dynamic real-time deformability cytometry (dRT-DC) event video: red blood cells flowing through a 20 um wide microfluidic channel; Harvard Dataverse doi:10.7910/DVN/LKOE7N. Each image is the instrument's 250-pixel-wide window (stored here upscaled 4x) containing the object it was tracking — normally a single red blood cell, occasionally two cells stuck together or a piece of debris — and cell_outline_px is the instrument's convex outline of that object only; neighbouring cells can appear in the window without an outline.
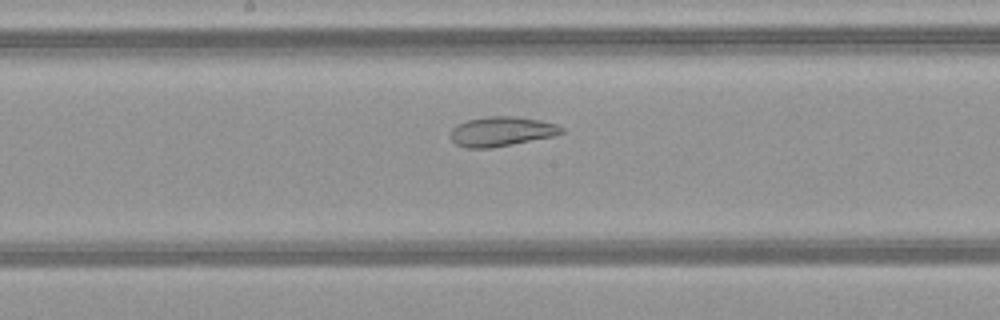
{"species": "common noctule bat (a hibernating species)", "species_latin": "Nyctalus noctula", "temperature_condition": "warm", "stored_images_in_passage": 50, "camera_frame_rate_fps": 3000, "um_per_image_px": 0.085, "animal": {"sex": "female", "body_mass_g": 21.9}, "frame": {"image": 1, "passage_image": 27, "time_ms": 8.667, "image_size_px": [1000, 320], "cell_outline_px": [[564, 132], [552, 136], [492, 148], [464, 148], [456, 144], [452, 140], [452, 128], [456, 124], [468, 120], [488, 116], [512, 116], [540, 120], [556, 124], [564, 128]], "centroid_in_image_um": [42.61, 11.17], "position_along_channel_um": 205.6, "area_um2": 19.02}}
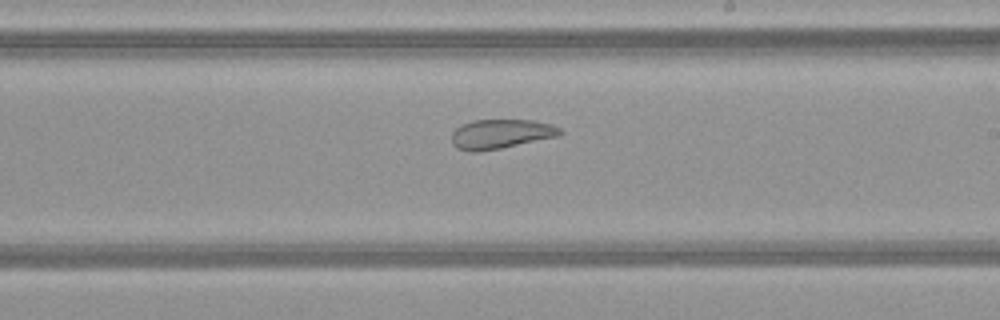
{"frame": {"image": 2, "passage_image": 30, "time_ms": 9.667, "image_size_px": [1000, 320], "cell_outline_px": [[564, 132], [560, 136], [500, 148], [476, 152], [468, 152], [456, 148], [452, 144], [452, 132], [460, 124], [472, 120], [532, 120], [552, 124], [560, 128]], "centroid_in_image_um": [42.56, 11.38], "position_along_channel_um": 246.4, "area_um2": 18.79}}
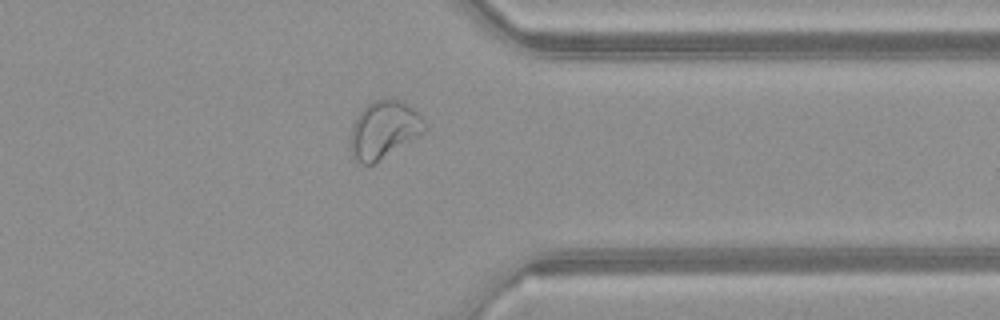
{"frame": {"image": 3, "passage_image": 40, "time_ms": 13.0, "image_size_px": [1000, 320], "cell_outline_px": [[428, 128], [424, 132], [372, 164], [356, 164], [352, 156], [348, 140], [352, 128], [360, 112], [372, 100], [400, 100], [408, 104], [428, 124]], "centroid_in_image_um": [32.61, 11.04], "position_along_channel_um": 378.8, "area_um2": 24.62}, "authors_computed_cell_mechanics": {"area_um2": 27.455, "velocity_mm_per_s": 4.1186, "shape_relaxation_time_tau1_ms": null, "shape_relaxation_time_tau2_ms": 1.8154, "deformation_change_tau1": null, "deformation_change_tau2": 0.0908}}